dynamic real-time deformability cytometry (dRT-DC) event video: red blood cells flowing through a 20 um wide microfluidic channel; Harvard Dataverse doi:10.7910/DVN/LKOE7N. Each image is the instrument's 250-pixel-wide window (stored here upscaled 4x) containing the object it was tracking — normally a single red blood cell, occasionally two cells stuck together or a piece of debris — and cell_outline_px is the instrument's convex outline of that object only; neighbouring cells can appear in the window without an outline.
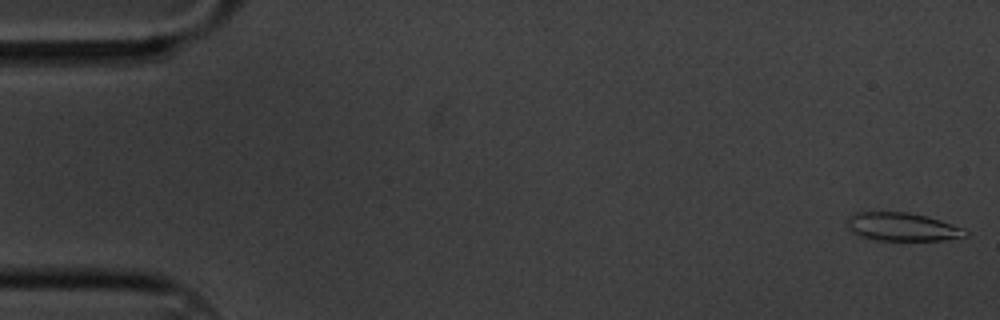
{"species": "common noctule bat (a hibernating species)", "species_latin": "Nyctalus noctula", "temperature_condition": "cold", "stored_images_in_passage": 59, "camera_frame_rate_fps": 3000, "um_per_image_px": 0.085, "animal": {"sex": "male", "body_mass_g": 20.1, "forearm_length_mm": 53.5}, "frame": {"image": 1, "passage_image": 1, "time_ms": 0.0, "image_size_px": [1000, 320], "cell_outline_px": [[968, 236], [944, 240], [876, 240], [852, 232], [848, 228], [848, 216], [856, 212], [904, 212], [924, 216], [940, 220], [964, 228], [968, 232]], "centroid_in_image_um": [76.71, 19.28], "position_along_channel_um": 8.3, "area_um2": 19.25}}
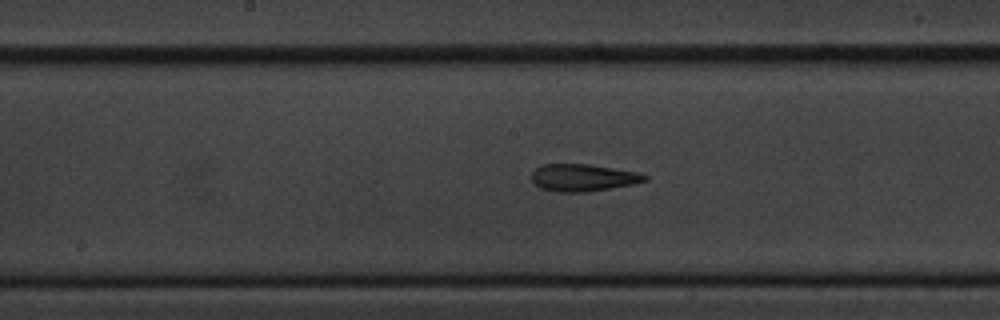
{"frame": {"image": 2, "passage_image": 30, "time_ms": 9.667, "image_size_px": [1000, 320], "cell_outline_px": [[648, 180], [632, 184], [588, 192], [556, 192], [540, 188], [532, 180], [532, 172], [536, 168], [544, 164], [588, 164], [636, 172], [648, 176]], "centroid_in_image_um": [49.53, 15.1], "position_along_channel_um": 198.7, "area_um2": 17.8}}
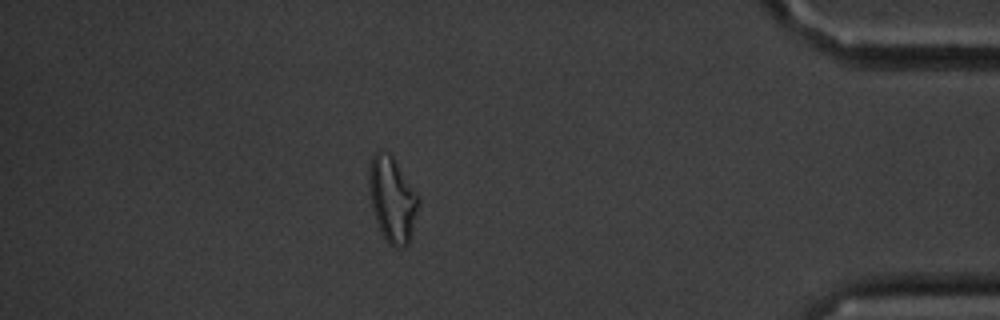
{"frame": {"image": 3, "passage_image": 52, "time_ms": 17.0, "image_size_px": [1000, 320], "cell_outline_px": [[420, 204], [408, 244], [404, 248], [396, 248], [388, 244], [384, 240], [376, 220], [372, 208], [368, 184], [368, 168], [372, 156], [376, 148], [380, 148], [388, 152], [392, 156], [420, 200]], "centroid_in_image_um": [33.31, 16.94], "position_along_channel_um": 401.9, "area_um2": 24.74}, "authors_computed_cell_mechanics": {"area_um2": 18.9584, "velocity_mm_per_s": 3.3399, "shape_relaxation_time_tau1_ms": null, "shape_relaxation_time_tau2_ms": 4.4121, "deformation_change_tau1": null, "deformation_change_tau2": 0.1362}}